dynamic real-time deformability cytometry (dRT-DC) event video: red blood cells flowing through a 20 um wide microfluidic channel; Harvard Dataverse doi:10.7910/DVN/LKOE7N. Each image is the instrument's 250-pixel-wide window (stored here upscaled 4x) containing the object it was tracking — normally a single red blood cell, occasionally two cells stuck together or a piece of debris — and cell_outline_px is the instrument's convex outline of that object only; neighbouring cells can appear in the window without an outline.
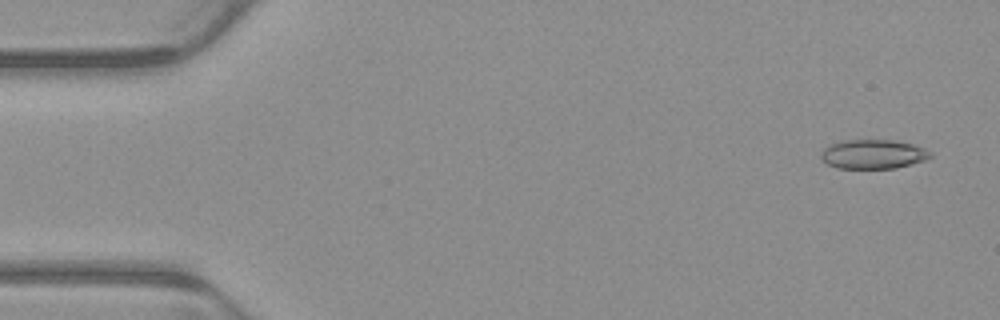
{"species": "common noctule bat (a hibernating species)", "species_latin": "Nyctalus noctula", "temperature_condition": "warm", "stored_images_in_passage": 6, "camera_frame_rate_fps": 3000, "um_per_image_px": 0.085, "animal": {"sex": "male", "body_mass_g": 23.1, "forearm_length_mm": 52.7}, "frame": {"image": 1, "passage_image": 1, "time_ms": 0.0, "image_size_px": [1000, 320], "cell_outline_px": [[932, 156], [924, 160], [896, 168], [836, 168], [828, 164], [820, 156], [824, 148], [840, 140], [892, 140], [912, 144], [924, 148], [932, 152]], "centroid_in_image_um": [74.22, 13.1], "position_along_channel_um": 10.8, "area_um2": 18.5}}
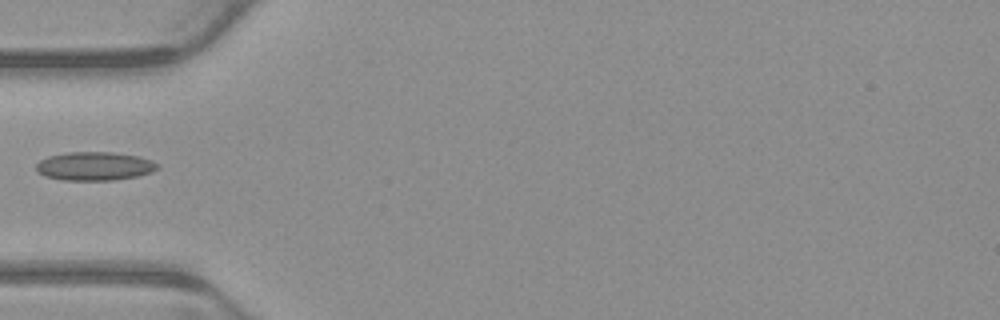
{"frame": {"image": 2, "passage_image": 5, "time_ms": 1.333, "image_size_px": [1000, 320], "cell_outline_px": [[160, 168], [152, 172], [140, 176], [112, 180], [64, 180], [44, 176], [36, 172], [36, 164], [40, 160], [48, 156], [68, 152], [112, 152], [136, 156], [152, 160], [160, 164]], "centroid_in_image_um": [8.05, 14.13], "position_along_channel_um": 76.9, "area_um2": 20.4}}
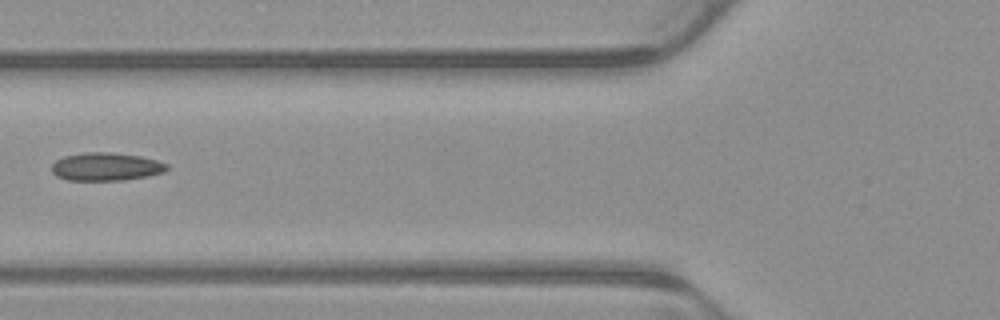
{"frame": {"image": 3, "passage_image": 6, "time_ms": 1.667, "image_size_px": [1000, 320], "cell_outline_px": [[168, 168], [164, 172], [148, 176], [124, 180], [68, 180], [56, 176], [52, 172], [52, 164], [56, 160], [64, 156], [88, 152], [112, 152], [140, 156], [156, 160], [168, 164]], "centroid_in_image_um": [9.01, 14.17], "position_along_channel_um": 116.8, "area_um2": 18.84}}